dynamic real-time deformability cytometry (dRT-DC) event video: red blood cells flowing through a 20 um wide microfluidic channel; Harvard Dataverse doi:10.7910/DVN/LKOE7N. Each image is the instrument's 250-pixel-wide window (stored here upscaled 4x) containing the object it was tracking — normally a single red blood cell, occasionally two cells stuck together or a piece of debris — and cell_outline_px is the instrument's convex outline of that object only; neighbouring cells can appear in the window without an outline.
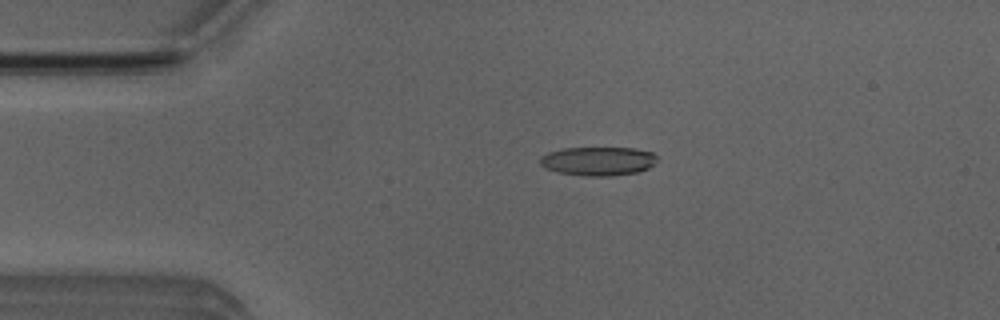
{"species": "Egyptian fruit bat (a non-hibernating species)", "species_latin": "Rousettus aegyptiacus", "temperature_condition": "room temperature", "stored_images_in_passage": 43, "camera_frame_rate_fps": 3000, "um_per_image_px": 0.085, "animal": {"sex": "male"}, "frame": {"image": 1, "passage_image": 1, "time_ms": 0.0, "image_size_px": [1000, 320], "cell_outline_px": [[656, 160], [648, 168], [636, 172], [608, 176], [584, 176], [556, 172], [544, 168], [540, 164], [540, 156], [548, 152], [564, 148], [636, 148], [652, 152], [656, 156]], "centroid_in_image_um": [50.79, 13.69], "position_along_channel_um": 34.2, "area_um2": 19.65}}
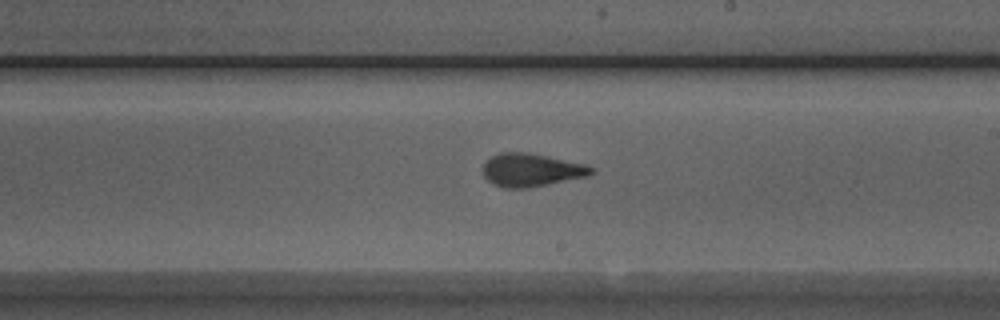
{"frame": {"image": 2, "passage_image": 20, "time_ms": 6.333, "image_size_px": [1000, 320], "cell_outline_px": [[596, 172], [588, 176], [528, 188], [504, 188], [492, 184], [484, 176], [484, 164], [492, 156], [500, 152], [528, 152], [588, 164], [596, 168]], "centroid_in_image_um": [45.22, 14.45], "position_along_channel_um": 243.8, "area_um2": 21.1}}
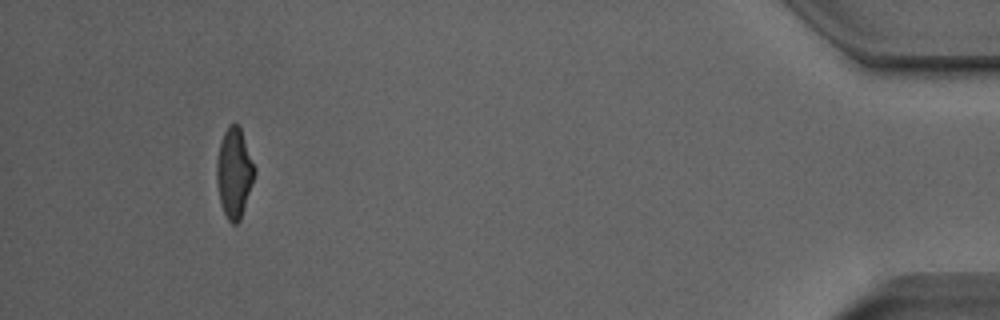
{"frame": {"image": 3, "passage_image": 39, "time_ms": 12.667, "image_size_px": [1000, 320], "cell_outline_px": [[256, 172], [240, 220], [236, 224], [232, 224], [228, 220], [224, 212], [220, 200], [216, 180], [216, 160], [220, 144], [224, 132], [228, 124], [236, 124], [240, 128], [256, 168]], "centroid_in_image_um": [19.9, 14.69], "position_along_channel_um": 415.3, "area_um2": 19.65}, "authors_computed_cell_mechanics": {"area_um2": 20.2878, "velocity_mm_per_s": 3.8889, "shape_relaxation_time_tau1_ms": 5.2745, "shape_relaxation_time_tau2_ms": 1.3279, "deformation_change_tau1": 0.2149, "deformation_change_tau2": 0.0999}}